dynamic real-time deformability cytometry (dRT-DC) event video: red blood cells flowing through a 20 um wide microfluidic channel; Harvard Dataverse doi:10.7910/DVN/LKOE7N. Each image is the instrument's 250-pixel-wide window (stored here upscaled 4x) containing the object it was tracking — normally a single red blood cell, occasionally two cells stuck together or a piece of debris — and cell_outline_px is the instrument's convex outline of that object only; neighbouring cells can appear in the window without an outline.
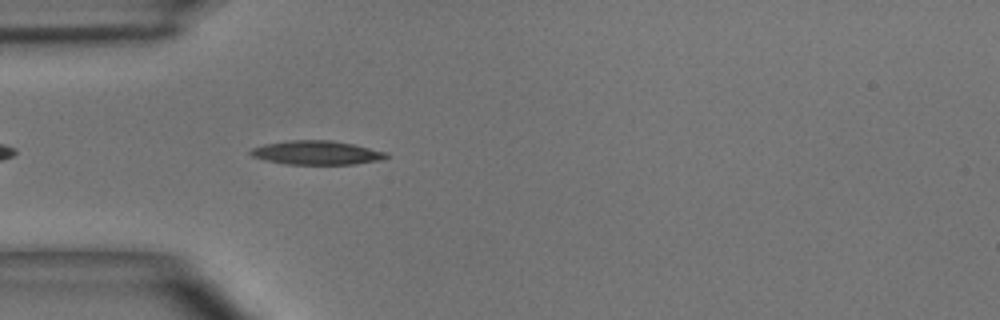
{"species": "common noctule bat (a hibernating species)", "species_latin": "Nyctalus noctula", "temperature_condition": "room temperature", "stored_images_in_passage": 25, "camera_frame_rate_fps": 3000, "um_per_image_px": 0.085, "animal": {"sex": "male", "body_mass_g": 15.6}, "frame": {"image": 1, "passage_image": 4, "time_ms": 1.0, "image_size_px": [1000, 320], "cell_outline_px": [[388, 156], [380, 160], [356, 164], [284, 164], [264, 160], [252, 156], [248, 152], [252, 148], [264, 144], [288, 140], [332, 140], [352, 144], [388, 152]], "centroid_in_image_um": [26.89, 12.98], "position_along_channel_um": 58.1, "area_um2": 18.96}}
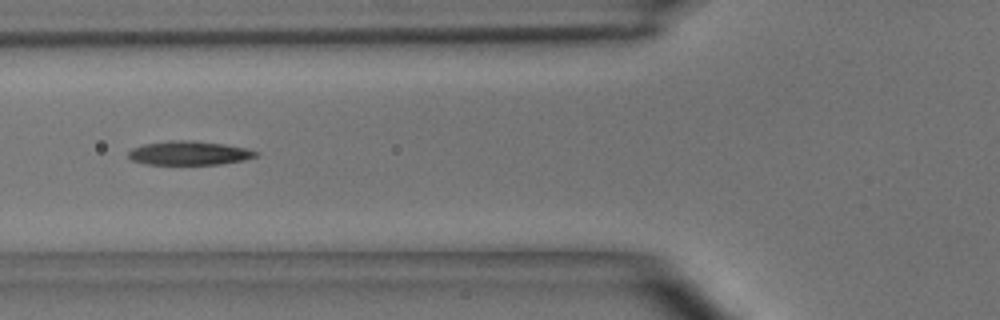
{"frame": {"image": 2, "passage_image": 8, "time_ms": 2.333, "image_size_px": [1000, 320], "cell_outline_px": [[260, 152], [256, 156], [244, 160], [220, 164], [144, 164], [132, 160], [128, 156], [128, 152], [132, 148], [144, 144], [172, 140], [188, 140], [224, 144], [244, 148]], "centroid_in_image_um": [16.06, 13.01], "position_along_channel_um": 109.7, "area_um2": 17.63}}